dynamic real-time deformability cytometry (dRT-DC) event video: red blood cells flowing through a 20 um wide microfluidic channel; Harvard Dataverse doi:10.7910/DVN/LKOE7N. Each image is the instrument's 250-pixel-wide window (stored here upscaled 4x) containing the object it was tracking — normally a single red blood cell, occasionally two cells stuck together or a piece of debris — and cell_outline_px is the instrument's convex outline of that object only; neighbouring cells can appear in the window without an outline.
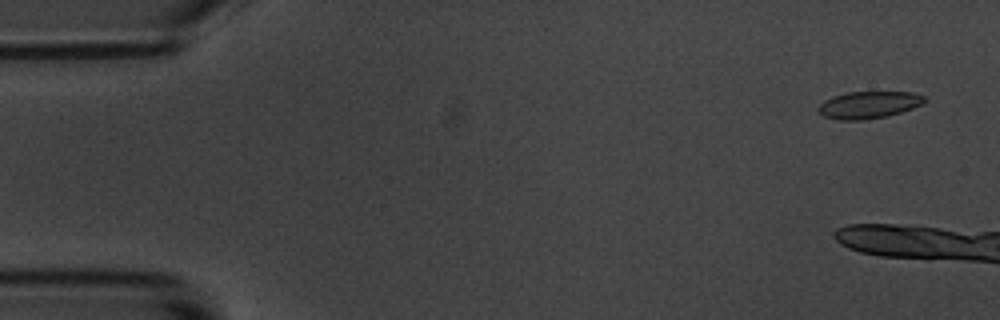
{"species": "common noctule bat (a hibernating species)", "species_latin": "Nyctalus noctula", "temperature_condition": "room temperature", "stored_images_in_passage": 9, "camera_frame_rate_fps": 3000, "um_per_image_px": 0.085, "animal": {"sex": "male", "body_mass_g": 20.1, "forearm_length_mm": 53.5}, "frame": {"image": 1, "passage_image": 3, "time_ms": 0.667, "image_size_px": [1000, 320], "cell_outline_px": [[928, 100], [924, 104], [888, 116], [864, 120], [840, 120], [824, 116], [816, 108], [824, 100], [832, 96], [848, 92], [912, 92], [924, 96]], "centroid_in_image_um": [73.86, 8.91], "position_along_channel_um": 11.1, "area_um2": 16.88}}